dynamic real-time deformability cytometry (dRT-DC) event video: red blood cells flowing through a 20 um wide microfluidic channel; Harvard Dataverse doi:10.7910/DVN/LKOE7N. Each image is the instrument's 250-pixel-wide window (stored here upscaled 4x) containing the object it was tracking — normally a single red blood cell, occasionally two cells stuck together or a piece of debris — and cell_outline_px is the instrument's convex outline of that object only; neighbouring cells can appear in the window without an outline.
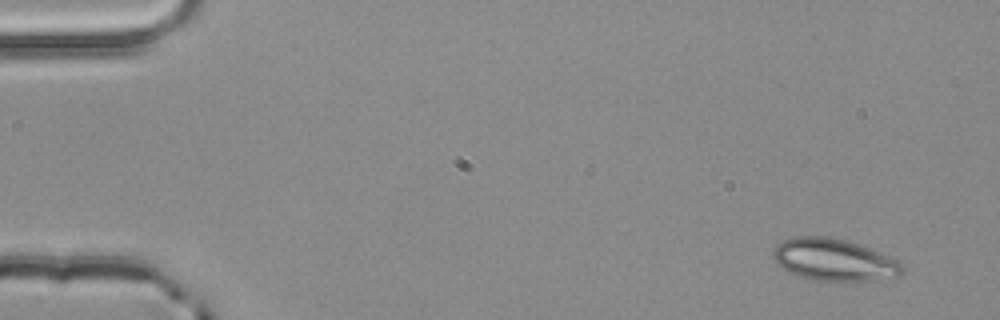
{"species": "common noctule bat (a hibernating species)", "species_latin": "Nyctalus noctula", "temperature_condition": "room temperature", "stored_images_in_passage": 4, "camera_frame_rate_fps": 3000, "um_per_image_px": 0.085, "animal": {"sex": "male", "body_mass_g": 20.4}, "frame": {"image": 1, "passage_image": 1, "time_ms": 0.0, "image_size_px": [1000, 320], "cell_outline_px": [[904, 272], [900, 276], [876, 280], [812, 280], [788, 272], [776, 264], [772, 256], [772, 252], [776, 244], [792, 236], [828, 236], [844, 240], [880, 252], [896, 260], [900, 264]], "centroid_in_image_um": [70.83, 22.08], "position_along_channel_um": 14.2, "area_um2": 31.5}}